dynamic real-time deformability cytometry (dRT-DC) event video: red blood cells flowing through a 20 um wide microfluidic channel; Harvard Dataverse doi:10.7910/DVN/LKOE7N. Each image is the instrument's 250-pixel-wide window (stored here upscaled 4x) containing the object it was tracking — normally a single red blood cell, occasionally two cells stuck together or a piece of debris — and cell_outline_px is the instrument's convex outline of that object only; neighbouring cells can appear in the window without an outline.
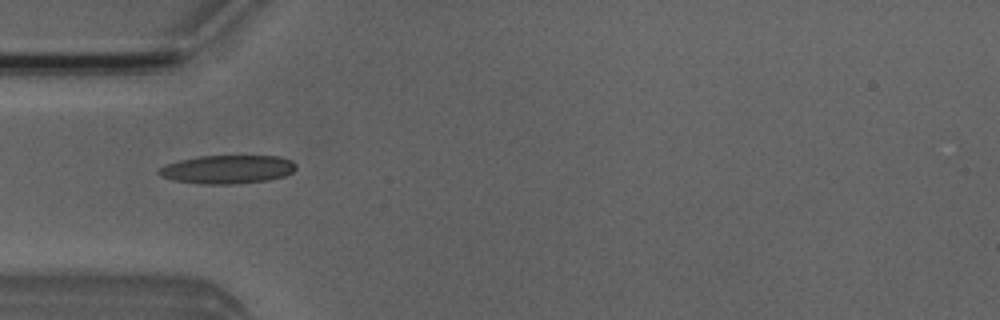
{"species": "Egyptian fruit bat (a non-hibernating species)", "species_latin": "Rousettus aegyptiacus", "temperature_condition": "room temperature", "stored_images_in_passage": 3, "camera_frame_rate_fps": 3000, "um_per_image_px": 0.085, "animal": {"sex": "male"}, "frame": {"image": 1, "passage_image": 2, "time_ms": 1.333, "image_size_px": [1000, 320], "cell_outline_px": [[296, 168], [292, 172], [284, 176], [268, 180], [232, 184], [200, 184], [176, 180], [160, 176], [156, 172], [164, 164], [196, 156], [280, 156], [292, 160], [296, 164]], "centroid_in_image_um": [19.33, 14.39], "position_along_channel_um": 65.7, "area_um2": 22.83}}